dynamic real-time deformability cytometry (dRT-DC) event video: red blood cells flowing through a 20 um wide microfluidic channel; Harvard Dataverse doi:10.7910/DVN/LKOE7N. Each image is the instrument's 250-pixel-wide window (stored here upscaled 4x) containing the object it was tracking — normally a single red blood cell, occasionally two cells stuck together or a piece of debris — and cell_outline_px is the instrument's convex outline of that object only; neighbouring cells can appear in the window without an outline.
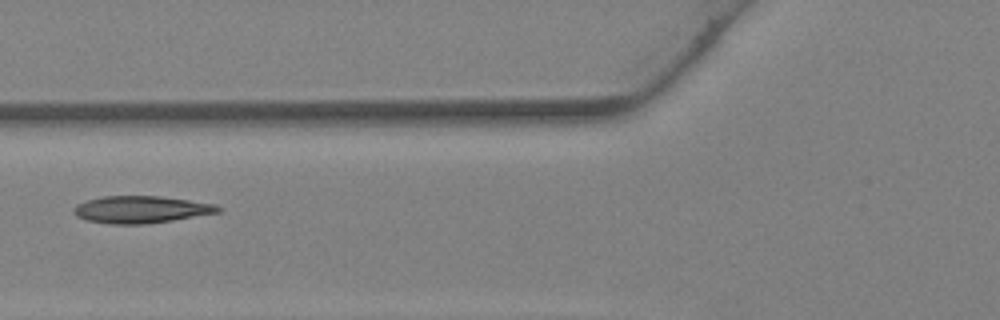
{"species": "Egyptian fruit bat (a non-hibernating species)", "species_latin": "Rousettus aegyptiacus", "temperature_condition": "warm", "stored_images_in_passage": 18, "camera_frame_rate_fps": 3000, "um_per_image_px": 0.085, "animal": {"sex": "female"}, "frame": {"image": 1, "passage_image": 3, "time_ms": 0.667, "image_size_px": [1000, 320], "cell_outline_px": [[224, 208], [220, 212], [172, 220], [144, 224], [108, 224], [88, 220], [76, 216], [72, 212], [76, 204], [100, 196], [160, 196], [216, 204]], "centroid_in_image_um": [11.98, 17.8], "position_along_channel_um": 113.8, "area_um2": 22.83}}
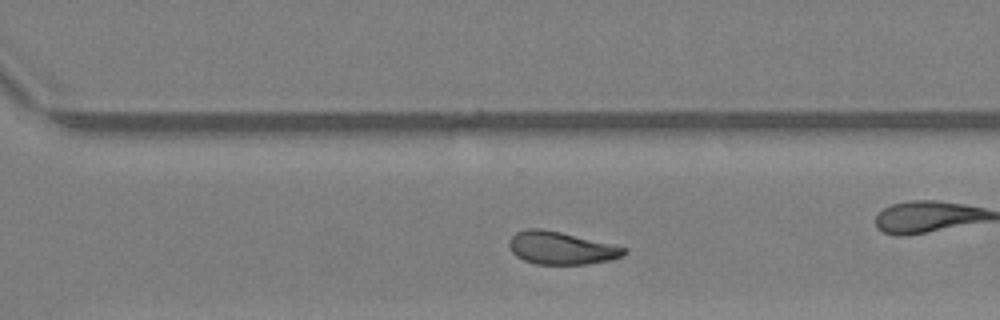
{"frame": {"image": 2, "passage_image": 13, "time_ms": 4.0, "image_size_px": [1000, 320], "cell_outline_px": [[628, 252], [624, 256], [612, 260], [588, 264], [536, 264], [524, 260], [516, 256], [512, 252], [508, 244], [508, 240], [516, 232], [528, 228], [540, 228], [560, 232], [612, 244], [628, 248]], "centroid_in_image_um": [47.71, 21.09], "position_along_channel_um": 322.9, "area_um2": 22.02}}